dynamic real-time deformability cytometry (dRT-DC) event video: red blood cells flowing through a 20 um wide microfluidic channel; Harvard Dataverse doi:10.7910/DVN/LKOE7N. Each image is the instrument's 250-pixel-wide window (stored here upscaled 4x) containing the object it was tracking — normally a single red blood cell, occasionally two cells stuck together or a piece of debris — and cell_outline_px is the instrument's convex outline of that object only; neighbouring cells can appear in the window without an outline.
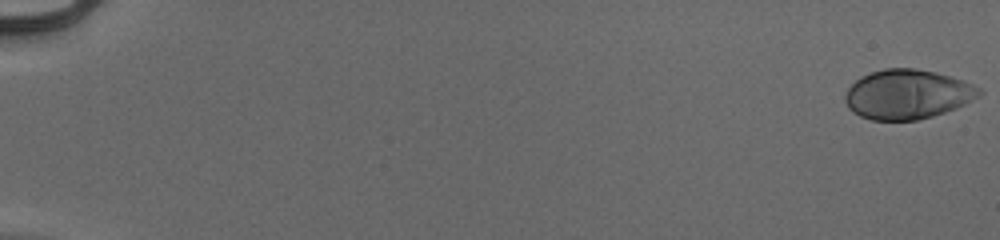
{"species": "human", "species_latin": "Homo sapiens", "temperature_condition": "cold", "stored_images_in_passage": 55, "camera_frame_rate_fps": 3000, "um_per_image_px": 0.085, "donor": {"sex": "male"}, "frame": {"image": 1, "passage_image": 1, "time_ms": 0.0, "image_size_px": [1000, 240], "cell_outline_px": [[984, 92], [964, 104], [956, 108], [932, 116], [916, 120], [872, 120], [860, 116], [852, 112], [848, 108], [844, 100], [844, 96], [848, 88], [860, 76], [884, 68], [916, 68], [936, 72], [972, 84], [980, 88]], "centroid_in_image_um": [77.09, 8.01], "position_along_channel_um": 7.9, "area_um2": 38.55}}
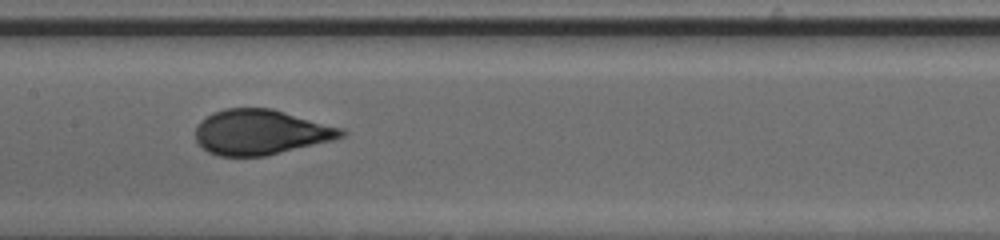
{"frame": {"image": 2, "passage_image": 30, "time_ms": 9.667, "image_size_px": [1000, 240], "cell_outline_px": [[348, 132], [344, 136], [332, 140], [264, 156], [220, 156], [208, 152], [196, 140], [196, 124], [200, 120], [212, 112], [224, 108], [272, 108], [344, 128]], "centroid_in_image_um": [22.16, 11.22], "position_along_channel_um": 185.2, "area_um2": 38.44}}
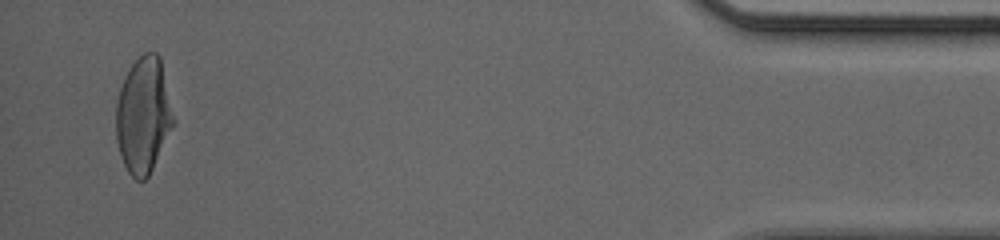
{"frame": {"image": 3, "passage_image": 53, "time_ms": 17.333, "image_size_px": [1000, 240], "cell_outline_px": [[176, 120], [148, 176], [144, 180], [136, 180], [128, 172], [120, 156], [116, 140], [116, 104], [120, 88], [124, 76], [128, 68], [144, 52], [156, 52], [160, 56]], "centroid_in_image_um": [12.19, 9.77], "position_along_channel_um": 423.0, "area_um2": 39.02}, "authors_computed_cell_mechanics": {"area_um2": 38.437, "velocity_mm_per_s": 3.9788, "shape_relaxation_time_tau1_ms": 4.5891, "shape_relaxation_time_tau2_ms": null, "deformation_change_tau1": 0.2015, "deformation_change_tau2": null}}